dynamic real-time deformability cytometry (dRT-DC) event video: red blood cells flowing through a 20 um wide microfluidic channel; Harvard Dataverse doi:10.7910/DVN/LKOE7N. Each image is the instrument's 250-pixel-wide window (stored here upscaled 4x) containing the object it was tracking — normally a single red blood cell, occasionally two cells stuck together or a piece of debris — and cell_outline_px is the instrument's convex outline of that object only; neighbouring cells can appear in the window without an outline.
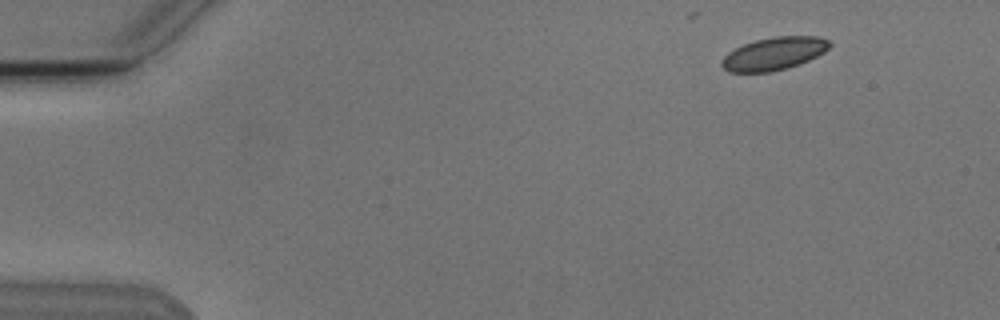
{"species": "Egyptian fruit bat (a non-hibernating species)", "species_latin": "Rousettus aegyptiacus", "temperature_condition": "cold", "stored_images_in_passage": 5, "camera_frame_rate_fps": 3000, "um_per_image_px": 0.085, "animal": {"sex": "male"}, "frame": {"image": 1, "passage_image": 2, "time_ms": 1.0, "image_size_px": [1000, 320], "cell_outline_px": [[832, 44], [824, 52], [800, 64], [788, 68], [772, 72], [728, 72], [720, 64], [720, 60], [728, 52], [744, 44], [756, 40], [772, 36], [820, 36], [828, 40]], "centroid_in_image_um": [65.78, 4.56], "position_along_channel_um": 19.2, "area_um2": 20.75}}